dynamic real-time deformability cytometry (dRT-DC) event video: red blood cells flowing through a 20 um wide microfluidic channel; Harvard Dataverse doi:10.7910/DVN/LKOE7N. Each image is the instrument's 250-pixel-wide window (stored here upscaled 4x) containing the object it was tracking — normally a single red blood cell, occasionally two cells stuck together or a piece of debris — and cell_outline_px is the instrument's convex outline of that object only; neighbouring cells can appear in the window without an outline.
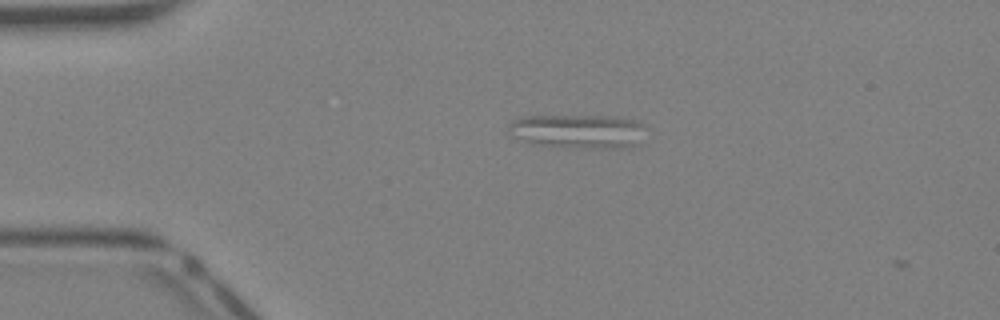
{"species": "Egyptian fruit bat (a non-hibernating species)", "species_latin": "Rousettus aegyptiacus", "temperature_condition": "warm", "stored_images_in_passage": 3, "camera_frame_rate_fps": 3000, "um_per_image_px": 0.085, "animal": {"sex": "female"}, "frame": {"image": 1, "passage_image": 2, "time_ms": 0.333, "image_size_px": [1000, 320], "cell_outline_px": [[648, 128], [636, 144], [628, 148], [564, 148], [532, 144], [508, 136], [508, 124], [512, 120], [524, 116], [616, 116], [636, 120], [644, 124]], "centroid_in_image_um": [49.1, 11.17], "position_along_channel_um": 35.9, "area_um2": 28.09}}